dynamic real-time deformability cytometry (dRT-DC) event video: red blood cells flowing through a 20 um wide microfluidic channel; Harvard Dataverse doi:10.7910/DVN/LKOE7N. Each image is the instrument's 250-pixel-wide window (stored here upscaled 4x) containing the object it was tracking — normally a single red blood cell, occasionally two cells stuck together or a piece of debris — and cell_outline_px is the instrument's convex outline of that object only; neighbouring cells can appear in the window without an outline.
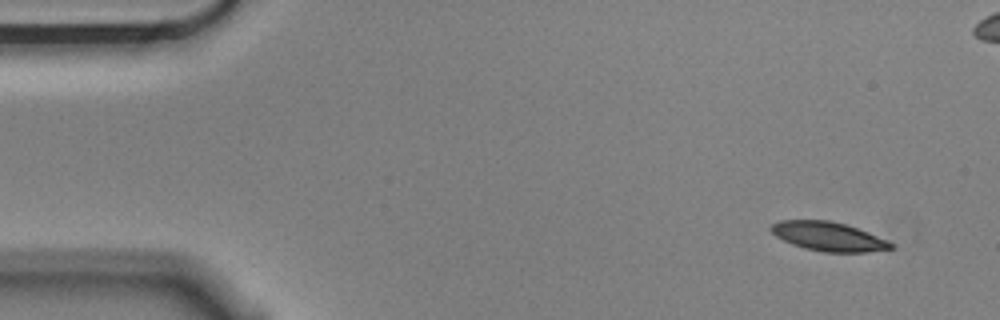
{"species": "Egyptian fruit bat (a non-hibernating species)", "species_latin": "Rousettus aegyptiacus", "temperature_condition": "cold", "stored_images_in_passage": 5, "camera_frame_rate_fps": 3000, "um_per_image_px": 0.085, "animal": {"sex": "male"}, "frame": {"image": 1, "passage_image": 1, "time_ms": 0.0, "image_size_px": [1000, 320], "cell_outline_px": [[896, 248], [868, 252], [824, 252], [804, 248], [792, 244], [776, 236], [768, 228], [772, 224], [780, 220], [828, 220], [844, 224], [868, 232], [888, 240]], "centroid_in_image_um": [70.42, 20.1], "position_along_channel_um": 14.6, "area_um2": 20.23}}